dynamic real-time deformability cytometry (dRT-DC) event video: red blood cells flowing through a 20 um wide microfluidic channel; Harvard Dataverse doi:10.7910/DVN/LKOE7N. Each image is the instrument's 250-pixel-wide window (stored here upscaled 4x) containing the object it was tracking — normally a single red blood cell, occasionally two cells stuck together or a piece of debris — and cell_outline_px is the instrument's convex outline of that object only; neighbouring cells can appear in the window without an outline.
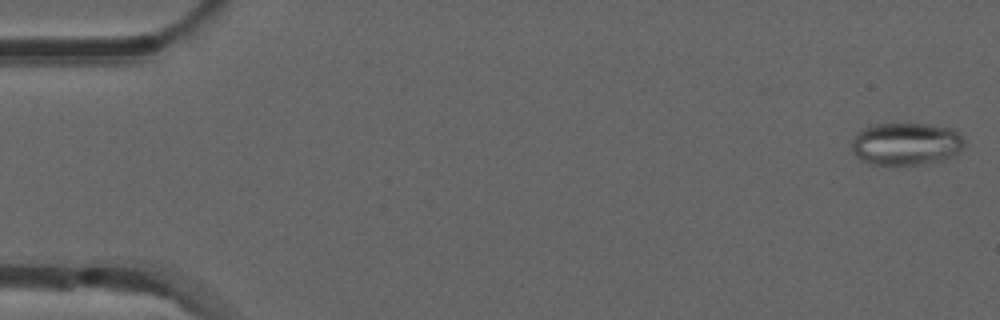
{"species": "common noctule bat (a hibernating species)", "species_latin": "Nyctalus noctula", "temperature_condition": "room temperature", "stored_images_in_passage": 49, "camera_frame_rate_fps": 3000, "um_per_image_px": 0.085, "animal": {"sex": "male", "forearm_length_mm": 52.5}, "frame": {"image": 1, "passage_image": 1, "time_ms": 0.0, "image_size_px": [1000, 320], "cell_outline_px": [[964, 148], [956, 156], [944, 160], [924, 164], [872, 164], [860, 160], [852, 152], [852, 140], [856, 132], [868, 124], [928, 124], [952, 128], [964, 140]], "centroid_in_image_um": [77.01, 12.23], "position_along_channel_um": 8.0, "area_um2": 28.32}}
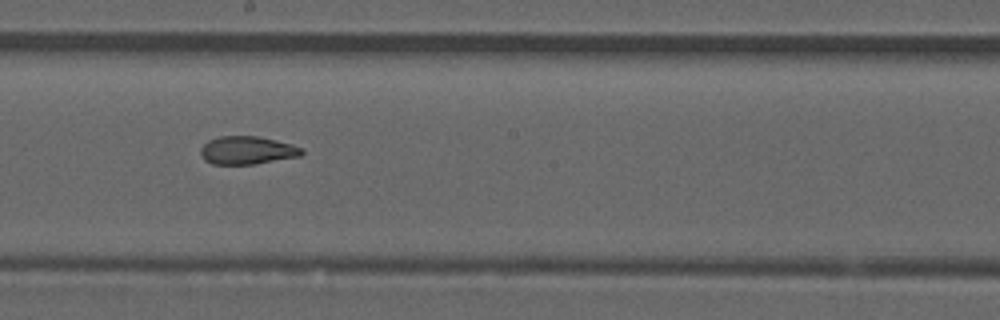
{"frame": {"image": 2, "passage_image": 29, "time_ms": 9.333, "image_size_px": [1000, 320], "cell_outline_px": [[304, 152], [300, 156], [256, 164], [212, 164], [204, 160], [200, 152], [200, 148], [208, 140], [220, 136], [256, 136], [276, 140], [292, 144], [304, 148]], "centroid_in_image_um": [21.02, 12.78], "position_along_channel_um": 227.2, "area_um2": 16.65}}
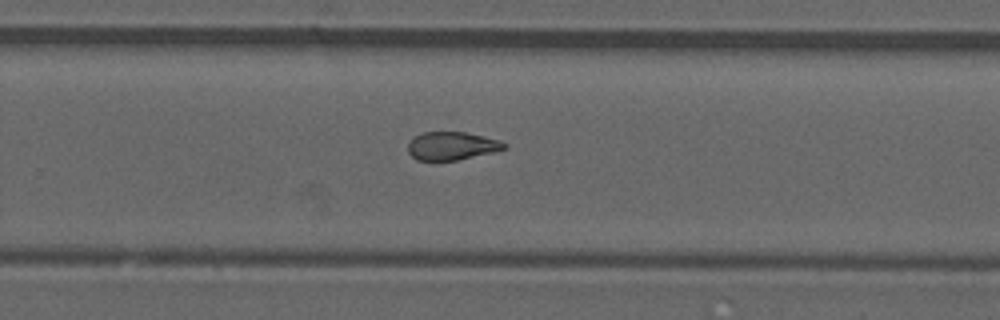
{"frame": {"image": 3, "passage_image": 34, "time_ms": 11.0, "image_size_px": [1000, 320], "cell_outline_px": [[508, 148], [492, 152], [456, 160], [416, 160], [408, 152], [408, 144], [420, 132], [464, 132], [484, 136], [500, 140], [508, 144]], "centroid_in_image_um": [38.42, 12.39], "position_along_channel_um": 291.4, "area_um2": 15.72}, "authors_computed_cell_mechanics": {"area_um2": 17.5134, "velocity_mm_per_s": 3.8765, "shape_relaxation_time_tau1_ms": null, "shape_relaxation_time_tau2_ms": 1.8084, "deformation_change_tau1": null, "deformation_change_tau2": 0.0829}}